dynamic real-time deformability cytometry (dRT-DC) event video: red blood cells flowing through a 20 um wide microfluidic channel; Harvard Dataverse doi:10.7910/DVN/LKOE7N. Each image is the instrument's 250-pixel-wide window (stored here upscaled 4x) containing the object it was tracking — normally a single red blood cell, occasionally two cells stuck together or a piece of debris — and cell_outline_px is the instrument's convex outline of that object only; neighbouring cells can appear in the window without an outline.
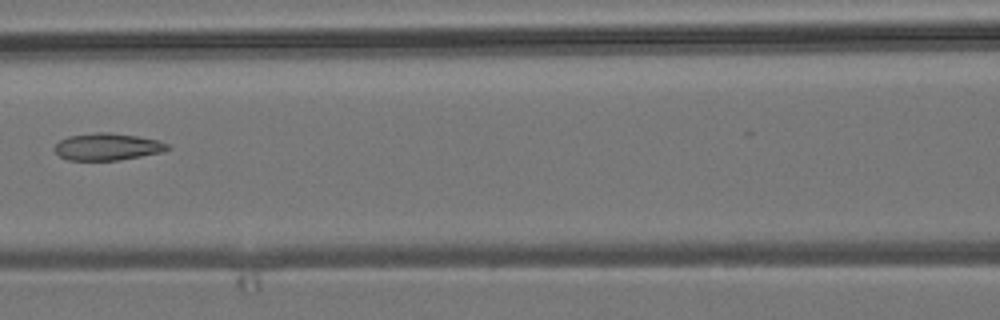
{"species": "common noctule bat (a hibernating species)", "species_latin": "Nyctalus noctula", "temperature_condition": "room temperature", "stored_images_in_passage": 6, "camera_frame_rate_fps": 3000, "um_per_image_px": 0.085, "animal": {"sex": "male", "body_mass_g": 19.2, "forearm_length_mm": 51.8}, "frame": {"image": 1, "passage_image": 5, "time_ms": 4.667, "image_size_px": [1000, 320], "cell_outline_px": [[172, 148], [164, 152], [116, 160], [68, 160], [60, 156], [56, 152], [56, 144], [60, 140], [68, 136], [96, 132], [112, 132], [136, 136], [156, 140], [168, 144]], "centroid_in_image_um": [9.15, 12.47], "position_along_channel_um": 157.5, "area_um2": 17.69}}
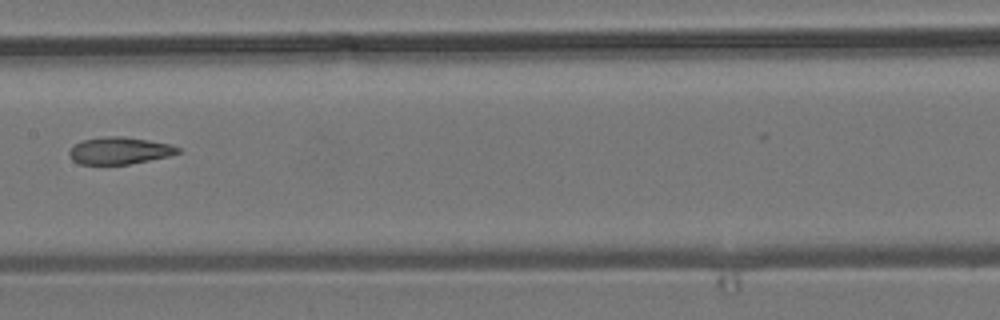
{"frame": {"image": 2, "passage_image": 6, "time_ms": 5.667, "image_size_px": [1000, 320], "cell_outline_px": [[184, 152], [168, 156], [128, 164], [80, 164], [72, 160], [68, 156], [68, 152], [76, 144], [84, 140], [104, 136], [124, 136], [172, 144], [180, 148]], "centroid_in_image_um": [10.19, 12.8], "position_along_channel_um": 197.2, "area_um2": 17.17}}